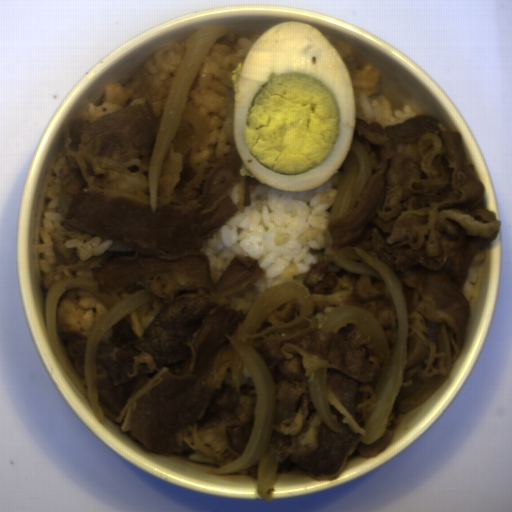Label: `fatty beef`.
<instances>
[{
  "label": "fatty beef",
  "mask_w": 512,
  "mask_h": 512,
  "mask_svg": "<svg viewBox=\"0 0 512 512\" xmlns=\"http://www.w3.org/2000/svg\"><path fill=\"white\" fill-rule=\"evenodd\" d=\"M323 257L303 281L314 304L311 317L254 336L251 344L274 389L270 442L276 443L275 472L288 473L297 465L318 476L339 471L352 443L367 433V413L379 406L375 387L384 359L376 354L377 345L355 324L324 332L323 319L338 306L366 309L385 332L389 351L397 342L399 321L382 280L346 271ZM326 367L327 403L343 434L328 428L311 400L307 376Z\"/></svg>",
  "instance_id": "3"
},
{
  "label": "fatty beef",
  "mask_w": 512,
  "mask_h": 512,
  "mask_svg": "<svg viewBox=\"0 0 512 512\" xmlns=\"http://www.w3.org/2000/svg\"><path fill=\"white\" fill-rule=\"evenodd\" d=\"M247 470L250 474H252L253 476H255L257 478L258 464L247 469Z\"/></svg>",
  "instance_id": "5"
},
{
  "label": "fatty beef",
  "mask_w": 512,
  "mask_h": 512,
  "mask_svg": "<svg viewBox=\"0 0 512 512\" xmlns=\"http://www.w3.org/2000/svg\"><path fill=\"white\" fill-rule=\"evenodd\" d=\"M354 139L371 160V176L348 213L328 219L332 248L358 247L388 266L409 316L403 382L385 434L355 450L370 458L390 445L404 415L448 380L472 315L461 288L502 222L481 205L485 185L467 163L459 130L430 114L387 128L357 118Z\"/></svg>",
  "instance_id": "2"
},
{
  "label": "fatty beef",
  "mask_w": 512,
  "mask_h": 512,
  "mask_svg": "<svg viewBox=\"0 0 512 512\" xmlns=\"http://www.w3.org/2000/svg\"><path fill=\"white\" fill-rule=\"evenodd\" d=\"M61 345L77 374L84 380V360L88 336L78 331H57Z\"/></svg>",
  "instance_id": "4"
},
{
  "label": "fatty beef",
  "mask_w": 512,
  "mask_h": 512,
  "mask_svg": "<svg viewBox=\"0 0 512 512\" xmlns=\"http://www.w3.org/2000/svg\"><path fill=\"white\" fill-rule=\"evenodd\" d=\"M173 76L142 105L93 119L82 117L65 132V150L78 169L59 168L57 214L65 229L112 240L87 260L48 230L61 264L41 273L45 297L55 282L93 270L99 291L122 302L145 289L163 304L143 329L138 308L115 322L95 359L97 404L120 431L144 448L170 456L192 450L187 460L225 465L245 451L253 433L257 395L245 364L233 385L235 346L244 316L228 308L229 295L267 272L256 258L236 255L214 282L201 251L237 215L252 206L250 185L240 174L236 143L221 157L190 165L175 145L194 132L181 120L162 164L152 211L149 163Z\"/></svg>",
  "instance_id": "1"
}]
</instances>
